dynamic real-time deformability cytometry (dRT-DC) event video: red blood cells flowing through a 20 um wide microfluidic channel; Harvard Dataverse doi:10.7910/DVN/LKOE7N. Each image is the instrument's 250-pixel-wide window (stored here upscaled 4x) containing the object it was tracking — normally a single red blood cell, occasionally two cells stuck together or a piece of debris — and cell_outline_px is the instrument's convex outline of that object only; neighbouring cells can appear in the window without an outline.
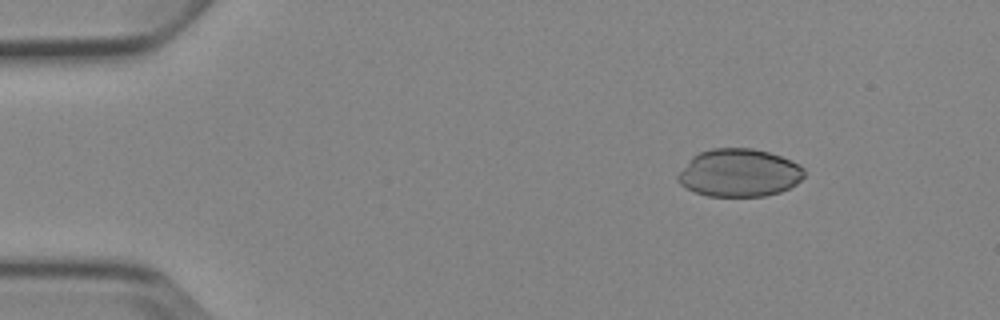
{"species": "Egyptian fruit bat (a non-hibernating species)", "species_latin": "Rousettus aegyptiacus", "temperature_condition": "cold", "stored_images_in_passage": 4, "camera_frame_rate_fps": 3000, "um_per_image_px": 0.085, "animal": {"sex": "female"}, "frame": {"image": 1, "passage_image": 2, "time_ms": 1.333, "image_size_px": [1000, 320], "cell_outline_px": [[804, 176], [796, 184], [780, 192], [764, 196], [708, 196], [684, 188], [676, 180], [676, 176], [692, 156], [700, 152], [712, 148], [752, 148], [768, 152], [780, 156], [800, 164], [804, 168]], "centroid_in_image_um": [62.81, 14.69], "position_along_channel_um": 22.2, "area_um2": 35.32}}